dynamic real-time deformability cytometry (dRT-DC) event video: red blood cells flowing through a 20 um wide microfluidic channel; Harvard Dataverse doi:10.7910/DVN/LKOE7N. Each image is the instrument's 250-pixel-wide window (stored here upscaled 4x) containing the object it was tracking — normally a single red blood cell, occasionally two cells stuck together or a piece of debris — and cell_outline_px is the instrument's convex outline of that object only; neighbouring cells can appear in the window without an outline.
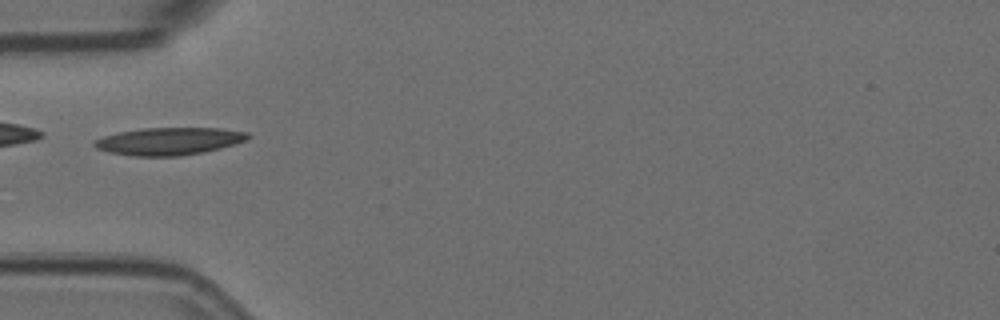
{"species": "Egyptian fruit bat (a non-hibernating species)", "species_latin": "Rousettus aegyptiacus", "temperature_condition": "room temperature", "stored_images_in_passage": 5, "camera_frame_rate_fps": 3000, "um_per_image_px": 0.085, "animal": {"sex": "female"}, "frame": {"image": 1, "passage_image": 5, "time_ms": 1.333, "image_size_px": [1000, 320], "cell_outline_px": [[252, 136], [248, 140], [220, 148], [180, 156], [132, 156], [108, 152], [96, 148], [92, 144], [92, 140], [104, 136], [120, 132], [144, 128], [220, 128], [248, 132]], "centroid_in_image_um": [14.36, 12.0], "position_along_channel_um": 70.6, "area_um2": 24.62}}